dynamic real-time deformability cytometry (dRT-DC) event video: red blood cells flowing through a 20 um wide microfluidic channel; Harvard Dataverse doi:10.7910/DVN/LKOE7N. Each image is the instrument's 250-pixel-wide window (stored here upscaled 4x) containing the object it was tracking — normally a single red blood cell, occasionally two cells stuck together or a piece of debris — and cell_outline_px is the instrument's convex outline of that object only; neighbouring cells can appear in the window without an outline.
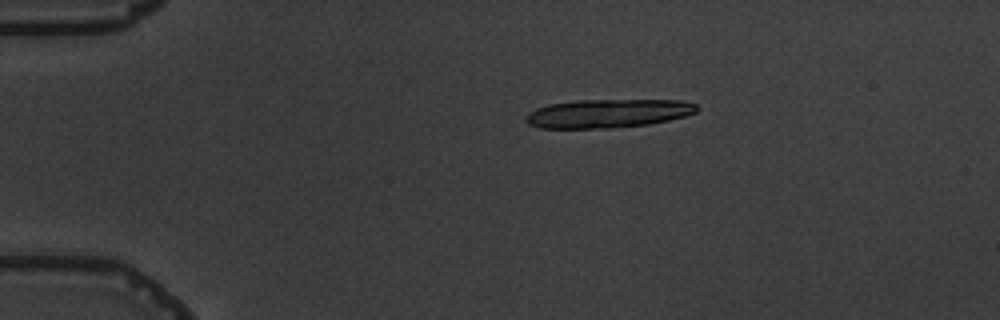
{"species": "common noctule bat (a hibernating species)", "species_latin": "Nyctalus noctula", "temperature_condition": "warm", "stored_images_in_passage": 6, "camera_frame_rate_fps": 3000, "um_per_image_px": 0.085, "animal": {"sex": "male", "body_mass_g": 19.5, "forearm_length_mm": 54.6}, "frame": {"image": 1, "passage_image": 3, "time_ms": 3.333, "image_size_px": [1000, 320], "cell_outline_px": [[700, 108], [696, 112], [684, 116], [668, 120], [648, 124], [608, 128], [540, 128], [528, 124], [524, 120], [524, 116], [528, 112], [536, 108], [548, 104], [576, 100], [680, 100], [696, 104]], "centroid_in_image_um": [51.63, 9.63], "position_along_channel_um": 33.4, "area_um2": 28.61}}